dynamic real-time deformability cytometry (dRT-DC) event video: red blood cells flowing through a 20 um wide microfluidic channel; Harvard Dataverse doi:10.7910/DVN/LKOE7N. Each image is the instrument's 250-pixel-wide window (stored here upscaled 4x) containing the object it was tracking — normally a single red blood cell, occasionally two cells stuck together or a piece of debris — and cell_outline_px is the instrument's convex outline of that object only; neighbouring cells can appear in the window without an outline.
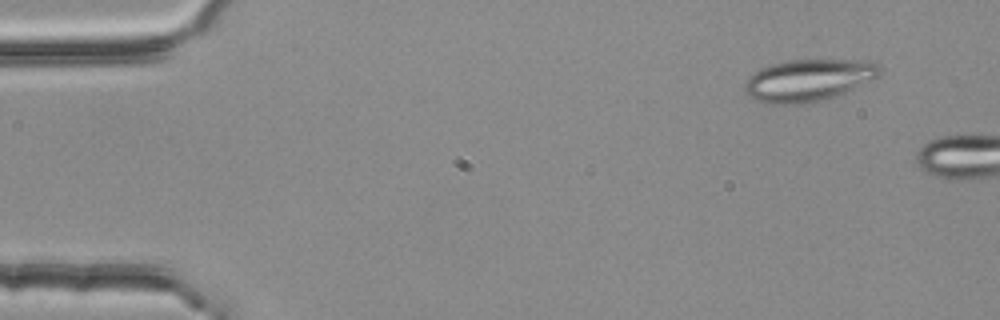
{"species": "common noctule bat (a hibernating species)", "species_latin": "Nyctalus noctula", "temperature_condition": "room temperature", "stored_images_in_passage": 2, "camera_frame_rate_fps": 3000, "um_per_image_px": 0.085, "animal": {"sex": "female", "body_mass_g": 25.1}, "frame": {"image": 1, "passage_image": 1, "time_ms": 0.0, "image_size_px": [1000, 320], "cell_outline_px": [[880, 76], [872, 80], [844, 92], [820, 100], [804, 104], [764, 104], [748, 96], [744, 92], [744, 84], [748, 76], [752, 72], [760, 68], [772, 64], [792, 60], [856, 60], [880, 64]], "centroid_in_image_um": [68.65, 6.82], "position_along_channel_um": 16.4, "area_um2": 33.0}}